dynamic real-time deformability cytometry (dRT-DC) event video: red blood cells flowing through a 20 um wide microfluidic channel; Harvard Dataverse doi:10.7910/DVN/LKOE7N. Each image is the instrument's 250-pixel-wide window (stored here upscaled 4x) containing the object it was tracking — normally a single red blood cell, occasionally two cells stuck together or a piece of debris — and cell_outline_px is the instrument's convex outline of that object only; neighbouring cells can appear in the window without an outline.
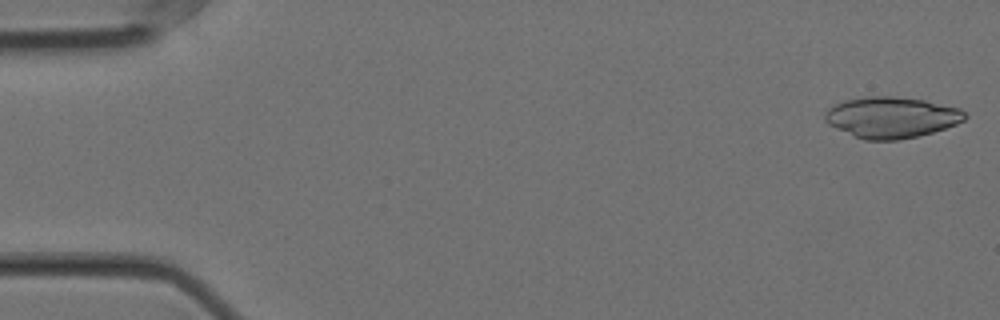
{"species": "Egyptian fruit bat (a non-hibernating species)", "species_latin": "Rousettus aegyptiacus", "temperature_condition": "cold", "stored_images_in_passage": 55, "camera_frame_rate_fps": 3000, "um_per_image_px": 0.085, "animal": {"sex": "female"}, "frame": {"image": 1, "passage_image": 1, "time_ms": 0.0, "image_size_px": [1000, 320], "cell_outline_px": [[968, 116], [964, 120], [956, 124], [932, 132], [900, 140], [864, 140], [836, 128], [828, 124], [824, 120], [824, 112], [832, 104], [844, 100], [868, 96], [892, 96], [924, 100], [960, 108]], "centroid_in_image_um": [75.74, 9.97], "position_along_channel_um": 9.3, "area_um2": 33.52}}